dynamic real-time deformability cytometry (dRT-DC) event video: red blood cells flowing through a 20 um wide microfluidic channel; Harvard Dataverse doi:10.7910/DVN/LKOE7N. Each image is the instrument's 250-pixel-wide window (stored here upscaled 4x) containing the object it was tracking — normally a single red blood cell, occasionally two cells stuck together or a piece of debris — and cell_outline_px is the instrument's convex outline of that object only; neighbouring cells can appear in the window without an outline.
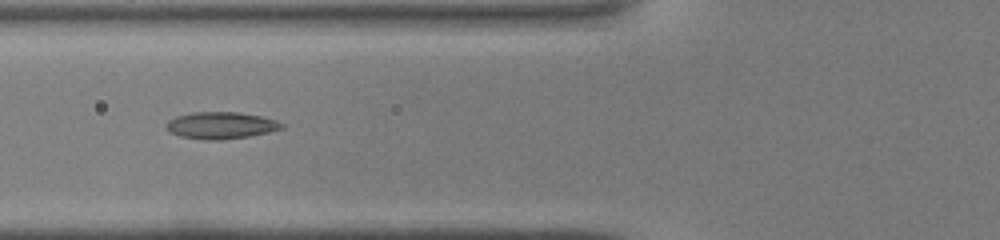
{"species": "common noctule bat (a hibernating species)", "species_latin": "Nyctalus noctula", "temperature_condition": "warm", "stored_images_in_passage": 27, "camera_frame_rate_fps": 3000, "um_per_image_px": 0.085, "animal": {"sex": "male", "body_mass_g": 19.0, "forearm_length_mm": 50.8}, "frame": {"image": 1, "passage_image": 6, "time_ms": 1.667, "image_size_px": [1000, 240], "cell_outline_px": [[284, 128], [268, 132], [248, 136], [220, 140], [204, 140], [180, 136], [172, 132], [164, 124], [168, 120], [176, 116], [192, 112], [240, 112], [260, 116], [276, 120], [284, 124]], "centroid_in_image_um": [18.78, 10.65], "position_along_channel_um": 107.0, "area_um2": 18.03}}
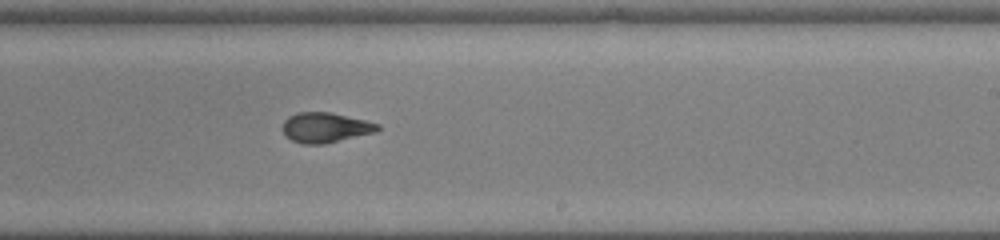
{"frame": {"image": 2, "passage_image": 16, "time_ms": 5.0, "image_size_px": [1000, 240], "cell_outline_px": [[380, 128], [376, 132], [324, 144], [304, 144], [292, 140], [284, 136], [280, 128], [284, 120], [288, 116], [296, 112], [332, 112], [380, 124]], "centroid_in_image_um": [27.6, 10.84], "position_along_channel_um": 261.4, "area_um2": 16.88}}
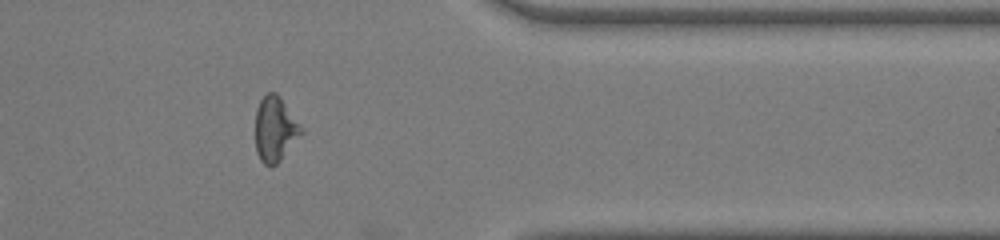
{"frame": {"image": 3, "passage_image": 25, "time_ms": 8.0, "image_size_px": [1000, 240], "cell_outline_px": [[304, 132], [280, 160], [272, 168], [268, 168], [260, 160], [256, 152], [256, 108], [260, 100], [268, 92], [276, 92], [280, 96], [304, 128]], "centroid_in_image_um": [23.39, 10.98], "position_along_channel_um": 388.0, "area_um2": 17.63}}